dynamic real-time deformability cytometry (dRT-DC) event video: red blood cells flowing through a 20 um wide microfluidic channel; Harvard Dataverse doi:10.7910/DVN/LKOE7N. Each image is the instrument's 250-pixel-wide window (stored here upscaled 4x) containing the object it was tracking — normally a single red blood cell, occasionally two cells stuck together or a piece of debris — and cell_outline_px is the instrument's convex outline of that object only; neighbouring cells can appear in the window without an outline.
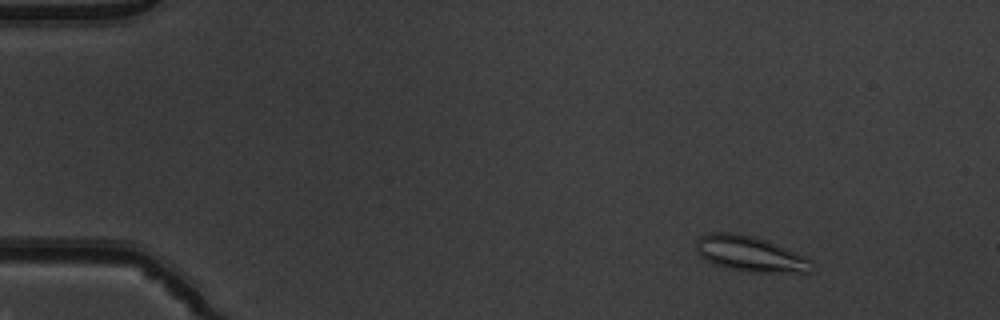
{"species": "common noctule bat (a hibernating species)", "species_latin": "Nyctalus noctula", "temperature_condition": "warm", "stored_images_in_passage": 53, "camera_frame_rate_fps": 3000, "um_per_image_px": 0.085, "animal": {"sex": "male", "body_mass_g": 19.5, "forearm_length_mm": 54.6}, "frame": {"image": 1, "passage_image": 7, "time_ms": 2.0, "image_size_px": [1000, 320], "cell_outline_px": [[812, 268], [808, 272], [748, 272], [728, 268], [716, 264], [700, 256], [696, 252], [696, 240], [700, 236], [708, 232], [736, 232], [768, 240], [808, 256], [812, 260]], "centroid_in_image_um": [63.78, 21.56], "position_along_channel_um": 21.2, "area_um2": 24.16}}
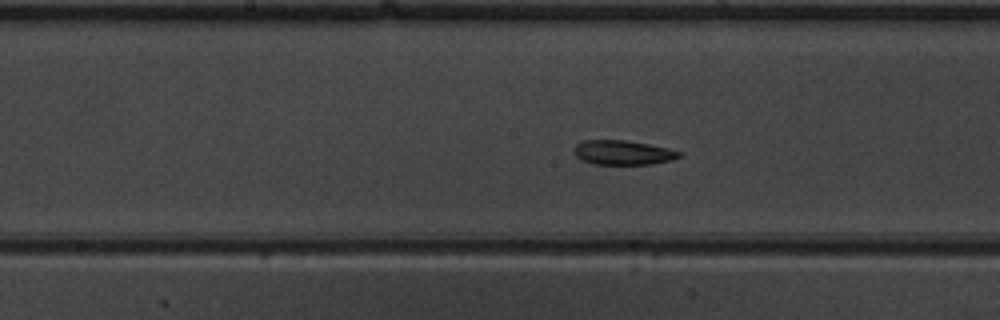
{"frame": {"image": 2, "passage_image": 28, "time_ms": 9.0, "image_size_px": [1000, 320], "cell_outline_px": [[680, 156], [672, 160], [652, 164], [596, 164], [580, 160], [572, 152], [572, 148], [576, 144], [584, 140], [624, 140], [648, 144], [668, 148], [680, 152]], "centroid_in_image_um": [52.89, 12.97], "position_along_channel_um": 195.3, "area_um2": 15.03}}
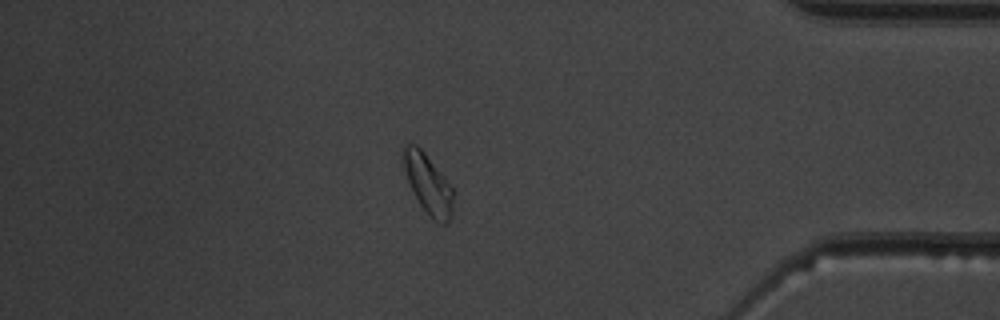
{"frame": {"image": 3, "passage_image": 46, "time_ms": 15.0, "image_size_px": [1000, 320], "cell_outline_px": [[456, 192], [452, 212], [448, 224], [440, 224], [432, 220], [428, 216], [420, 204], [408, 180], [404, 168], [404, 144], [416, 144], [424, 152]], "centroid_in_image_um": [36.45, 15.71], "position_along_channel_um": 398.8, "area_um2": 17.22}, "authors_computed_cell_mechanics": {"area_um2": 16.9932, "velocity_mm_per_s": 3.907, "shape_relaxation_time_tau1_ms": null, "shape_relaxation_time_tau2_ms": 1.7475, "deformation_change_tau1": null, "deformation_change_tau2": 0.0839}}